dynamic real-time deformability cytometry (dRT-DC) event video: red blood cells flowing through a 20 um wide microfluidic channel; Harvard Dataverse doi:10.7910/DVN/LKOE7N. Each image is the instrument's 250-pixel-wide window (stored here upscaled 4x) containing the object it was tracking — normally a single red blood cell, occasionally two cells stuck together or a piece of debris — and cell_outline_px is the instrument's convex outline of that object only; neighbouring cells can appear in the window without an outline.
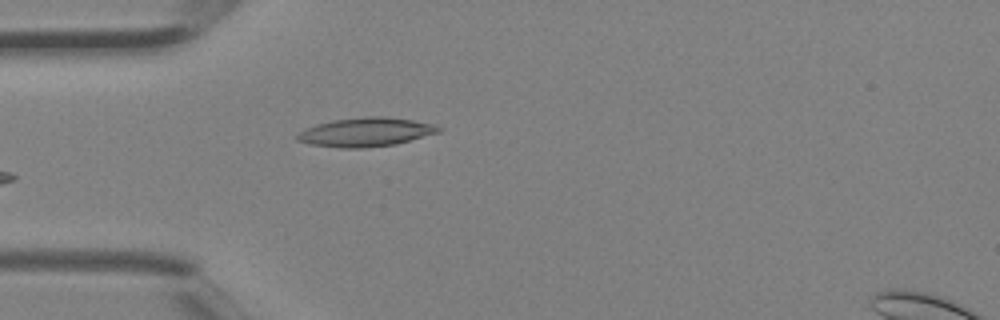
{"species": "Egyptian fruit bat (a non-hibernating species)", "species_latin": "Rousettus aegyptiacus", "temperature_condition": "room temperature", "stored_images_in_passage": 3, "camera_frame_rate_fps": 3000, "um_per_image_px": 0.085, "animal": {"sex": "female"}, "frame": {"image": 1, "passage_image": 2, "time_ms": 0.333, "image_size_px": [1000, 320], "cell_outline_px": [[440, 132], [396, 144], [364, 148], [340, 148], [308, 144], [296, 140], [296, 136], [304, 128], [316, 124], [332, 120], [364, 116], [384, 116], [412, 120], [432, 124], [440, 128]], "centroid_in_image_um": [31.04, 11.23], "position_along_channel_um": 54.0, "area_um2": 23.87}}